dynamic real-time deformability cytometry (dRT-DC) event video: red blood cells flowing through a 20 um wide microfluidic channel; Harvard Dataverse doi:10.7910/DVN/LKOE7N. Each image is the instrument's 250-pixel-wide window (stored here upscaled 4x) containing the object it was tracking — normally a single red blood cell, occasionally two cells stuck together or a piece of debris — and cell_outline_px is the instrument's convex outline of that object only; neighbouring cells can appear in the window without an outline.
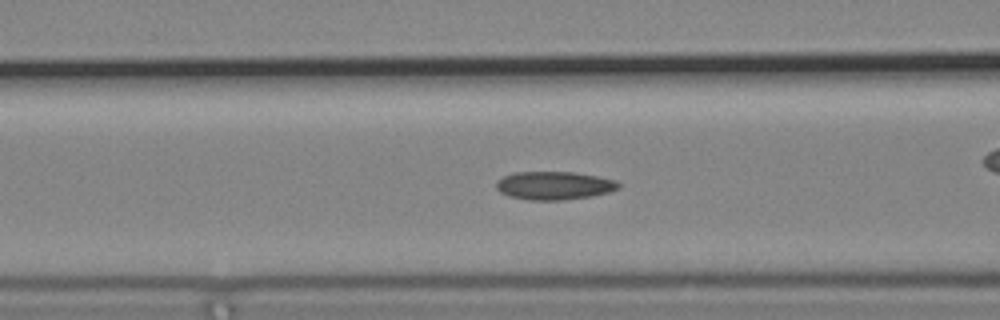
{"species": "common noctule bat (a hibernating species)", "species_latin": "Nyctalus noctula", "temperature_condition": "cold", "stored_images_in_passage": 48, "camera_frame_rate_fps": 3000, "um_per_image_px": 0.085, "animal": {"sex": "male", "body_mass_g": 19.2, "forearm_length_mm": 51.8}, "frame": {"image": 1, "passage_image": 14, "time_ms": 4.333, "image_size_px": [1000, 320], "cell_outline_px": [[620, 188], [608, 192], [592, 196], [560, 200], [528, 200], [508, 196], [500, 192], [496, 188], [496, 180], [504, 176], [516, 172], [576, 172], [616, 180], [620, 184]], "centroid_in_image_um": [47.09, 15.77], "position_along_channel_um": 119.5, "area_um2": 20.17}}
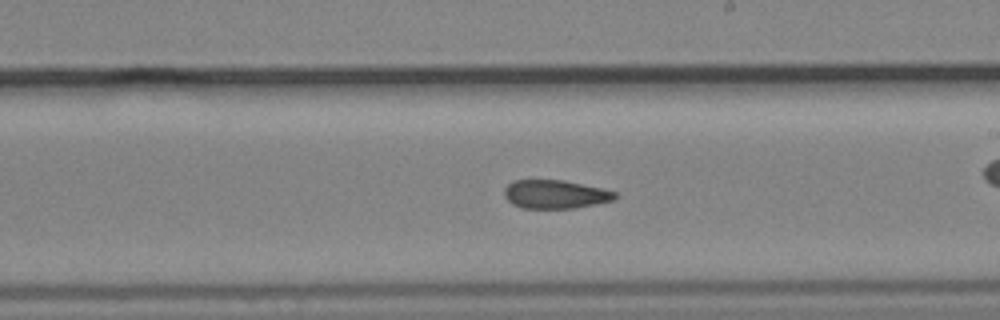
{"frame": {"image": 2, "passage_image": 24, "time_ms": 7.667, "image_size_px": [1000, 320], "cell_outline_px": [[616, 196], [612, 200], [596, 204], [572, 208], [524, 208], [512, 204], [504, 196], [504, 188], [512, 180], [564, 180], [604, 188], [616, 192]], "centroid_in_image_um": [47.18, 16.5], "position_along_channel_um": 241.8, "area_um2": 18.44}}
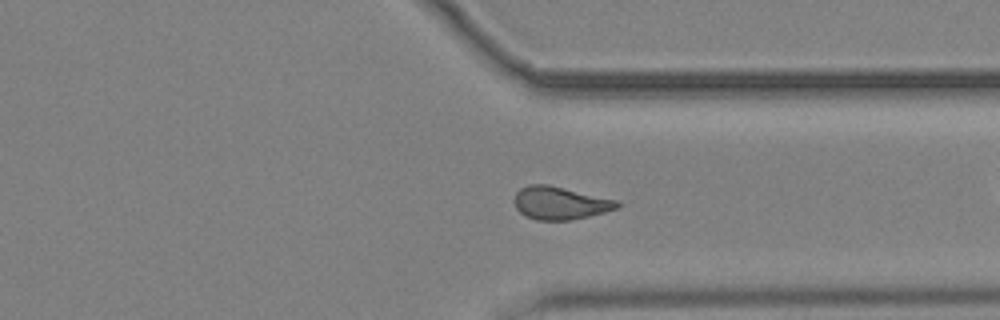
{"frame": {"image": 3, "passage_image": 34, "time_ms": 11.0, "image_size_px": [1000, 320], "cell_outline_px": [[620, 208], [588, 216], [568, 220], [536, 220], [524, 216], [516, 208], [516, 192], [520, 188], [528, 184], [548, 184], [620, 200]], "centroid_in_image_um": [47.64, 17.25], "position_along_channel_um": 363.8, "area_um2": 19.83}, "authors_computed_cell_mechanics": {"area_um2": 19.5075, "velocity_mm_per_s": 3.6639, "shape_relaxation_time_tau1_ms": null, "shape_relaxation_time_tau2_ms": 3.8564, "deformation_change_tau1": null, "deformation_change_tau2": 0.1013}}